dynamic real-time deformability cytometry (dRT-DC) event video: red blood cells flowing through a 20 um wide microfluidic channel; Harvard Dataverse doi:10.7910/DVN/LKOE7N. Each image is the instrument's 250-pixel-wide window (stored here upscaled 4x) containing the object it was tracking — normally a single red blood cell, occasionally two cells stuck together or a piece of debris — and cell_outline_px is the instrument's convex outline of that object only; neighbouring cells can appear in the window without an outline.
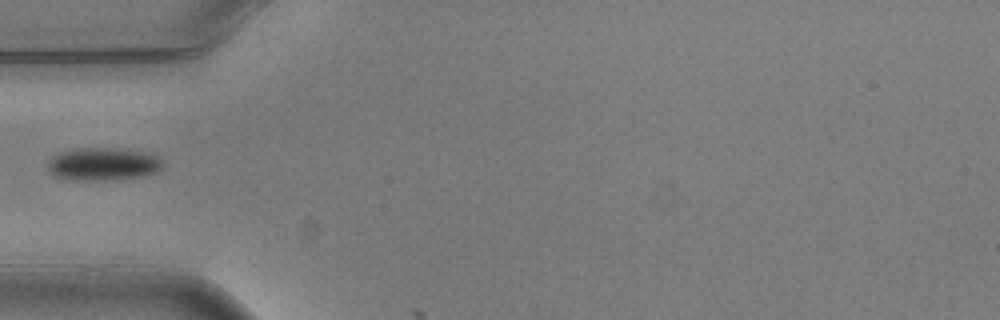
{"species": "common noctule bat (a hibernating species)", "species_latin": "Nyctalus noctula", "temperature_condition": "warm", "stored_images_in_passage": 1, "camera_frame_rate_fps": 3000, "um_per_image_px": 0.085, "animal": {"sex": "male", "body_mass_g": 20.5, "forearm_length_mm": 52.5}, "frame": {"image": 1, "passage_image": 1, "time_ms": 0.0, "image_size_px": [1000, 320], "cell_outline_px": [[164, 164], [156, 172], [144, 176], [120, 180], [76, 180], [56, 176], [48, 168], [48, 160], [52, 156], [60, 152], [72, 148], [116, 148], [156, 152], [164, 160]], "centroid_in_image_um": [8.86, 13.92], "position_along_channel_um": 76.1, "area_um2": 22.66}}